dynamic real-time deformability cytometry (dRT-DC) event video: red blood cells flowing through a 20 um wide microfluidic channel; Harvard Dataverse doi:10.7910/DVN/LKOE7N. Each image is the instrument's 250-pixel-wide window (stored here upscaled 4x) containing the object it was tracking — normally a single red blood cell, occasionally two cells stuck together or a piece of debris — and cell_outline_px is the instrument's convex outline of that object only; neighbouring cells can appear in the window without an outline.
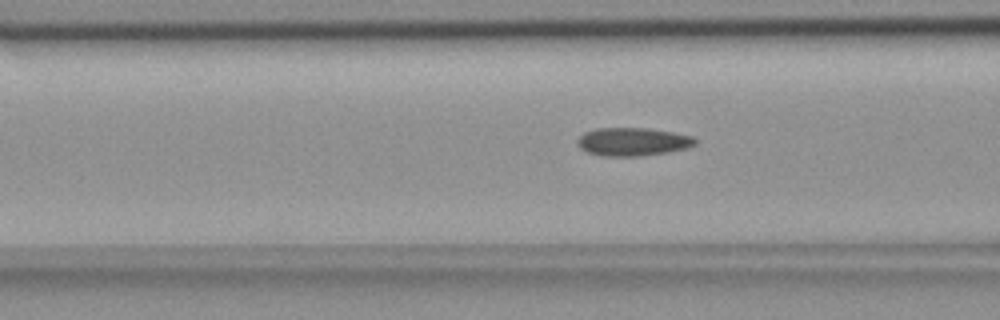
{"species": "common noctule bat (a hibernating species)", "species_latin": "Nyctalus noctula", "temperature_condition": "room temperature", "stored_images_in_passage": 46, "camera_frame_rate_fps": 3000, "um_per_image_px": 0.085, "animal": {"sex": "female", "body_mass_g": 18.4}, "frame": {"image": 1, "passage_image": 12, "time_ms": 3.667, "image_size_px": [1000, 320], "cell_outline_px": [[696, 144], [688, 148], [668, 152], [640, 156], [600, 156], [588, 152], [580, 148], [576, 140], [584, 132], [596, 128], [648, 128], [672, 132], [692, 136], [696, 140]], "centroid_in_image_um": [53.77, 12.05], "position_along_channel_um": 112.8, "area_um2": 19.42}}
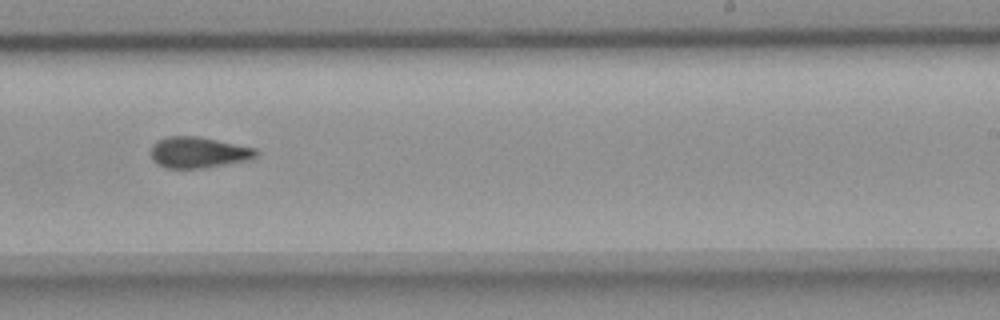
{"frame": {"image": 2, "passage_image": 25, "time_ms": 8.0, "image_size_px": [1000, 320], "cell_outline_px": [[260, 152], [252, 160], [204, 168], [164, 168], [156, 164], [152, 160], [152, 144], [156, 140], [164, 136], [200, 136], [256, 148]], "centroid_in_image_um": [16.88, 12.95], "position_along_channel_um": 272.1, "area_um2": 19.48}}
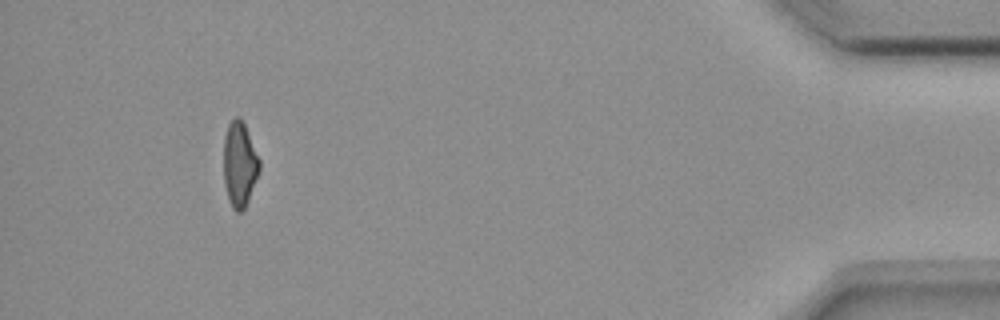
{"frame": {"image": 3, "passage_image": 42, "time_ms": 13.667, "image_size_px": [1000, 320], "cell_outline_px": [[260, 168], [248, 200], [244, 208], [240, 212], [236, 212], [232, 208], [224, 184], [224, 140], [228, 124], [236, 116], [240, 116], [244, 124], [260, 160]], "centroid_in_image_um": [20.36, 13.95], "position_along_channel_um": 414.8, "area_um2": 17.46}, "authors_computed_cell_mechanics": {"area_um2": 18.9006, "velocity_mm_per_s": 3.6877, "shape_relaxation_time_tau1_ms": null, "shape_relaxation_time_tau2_ms": 2.119, "deformation_change_tau1": null, "deformation_change_tau2": 0.0978}}